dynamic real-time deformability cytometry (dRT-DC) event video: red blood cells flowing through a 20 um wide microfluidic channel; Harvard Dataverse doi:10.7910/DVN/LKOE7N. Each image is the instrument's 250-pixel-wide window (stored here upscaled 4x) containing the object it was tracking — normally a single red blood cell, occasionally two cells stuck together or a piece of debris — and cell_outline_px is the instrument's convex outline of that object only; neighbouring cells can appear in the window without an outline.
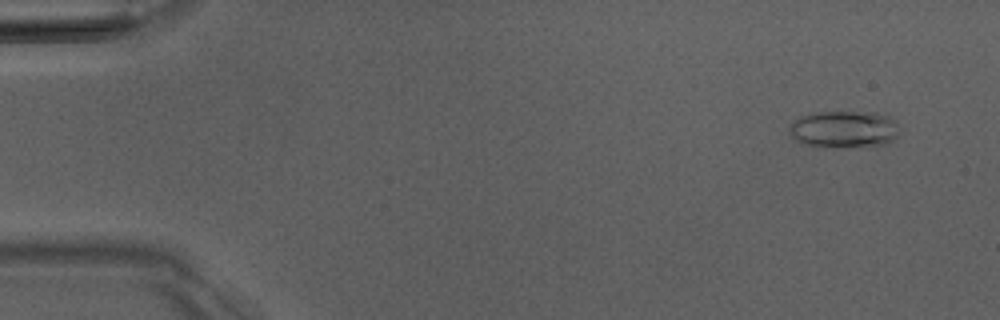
{"species": "Egyptian fruit bat (a non-hibernating species)", "species_latin": "Rousettus aegyptiacus", "temperature_condition": "room temperature", "stored_images_in_passage": 6, "camera_frame_rate_fps": 3000, "um_per_image_px": 0.085, "animal": {"sex": "male"}, "frame": {"image": 1, "passage_image": 2, "time_ms": 1.0, "image_size_px": [1000, 320], "cell_outline_px": [[900, 132], [892, 140], [884, 144], [868, 148], [824, 148], [808, 144], [796, 140], [792, 136], [792, 124], [800, 116], [812, 112], [876, 112], [888, 116], [896, 120]], "centroid_in_image_um": [71.82, 11.01], "position_along_channel_um": 13.2, "area_um2": 24.22}}
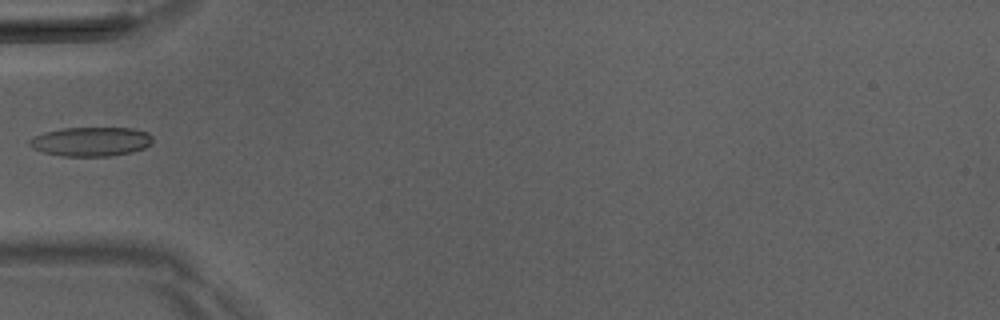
{"frame": {"image": 2, "passage_image": 5, "time_ms": 5.667, "image_size_px": [1000, 320], "cell_outline_px": [[152, 144], [144, 148], [132, 152], [108, 156], [64, 156], [44, 152], [32, 148], [28, 144], [28, 140], [44, 132], [64, 128], [132, 128], [148, 132], [152, 136]], "centroid_in_image_um": [7.75, 12.03], "position_along_channel_um": 77.2, "area_um2": 20.92}}